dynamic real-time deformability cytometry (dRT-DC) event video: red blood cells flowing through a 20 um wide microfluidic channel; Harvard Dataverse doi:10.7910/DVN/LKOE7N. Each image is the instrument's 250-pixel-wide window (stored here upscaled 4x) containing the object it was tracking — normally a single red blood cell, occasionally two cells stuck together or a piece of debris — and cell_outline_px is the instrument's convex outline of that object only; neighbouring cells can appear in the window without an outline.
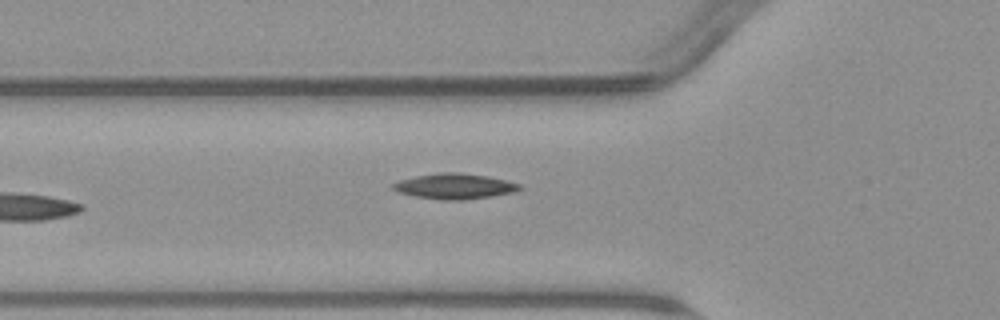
{"species": "common noctule bat (a hibernating species)", "species_latin": "Nyctalus noctula", "temperature_condition": "warm", "stored_images_in_passage": 6, "camera_frame_rate_fps": 3000, "um_per_image_px": 0.085, "animal": {"sex": "male", "body_mass_g": 23.1, "forearm_length_mm": 52.7}, "frame": {"image": 1, "passage_image": 6, "time_ms": 6.333, "image_size_px": [1000, 320], "cell_outline_px": [[524, 188], [512, 192], [492, 196], [464, 200], [444, 200], [416, 196], [400, 192], [392, 188], [392, 184], [400, 180], [416, 176], [444, 172], [456, 172], [488, 176], [508, 180], [520, 184]], "centroid_in_image_um": [38.69, 15.83], "position_along_channel_um": 87.1, "area_um2": 18.61}}